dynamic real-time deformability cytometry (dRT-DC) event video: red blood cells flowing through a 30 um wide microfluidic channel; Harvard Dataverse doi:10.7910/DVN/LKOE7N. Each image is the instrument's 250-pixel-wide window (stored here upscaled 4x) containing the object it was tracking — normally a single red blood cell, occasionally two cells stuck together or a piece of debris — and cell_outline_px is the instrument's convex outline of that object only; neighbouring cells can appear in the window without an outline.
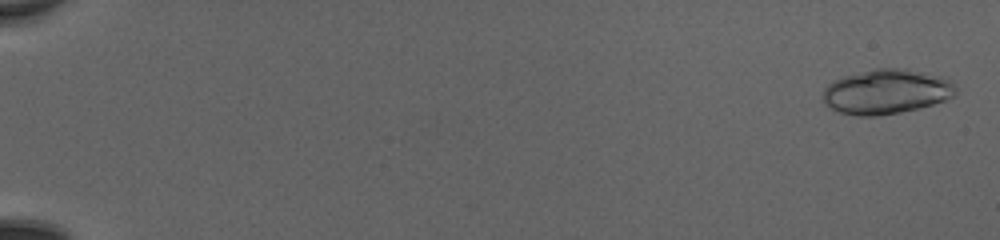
{"species": "common noctule bat (a hibernating species)", "species_latin": "Nyctalus noctula", "temperature_condition": "cold", "stored_images_in_passage": 50, "camera_frame_rate_fps": 3000, "um_per_image_px": 0.085, "animal": {"sex": "female", "body_mass_g": 20.0, "forearm_length_mm": 54.0}, "frame": {"image": 1, "passage_image": 1, "time_ms": 0.0, "image_size_px": [1000, 240], "cell_outline_px": [[956, 96], [920, 108], [900, 112], [876, 116], [856, 116], [840, 112], [824, 104], [824, 88], [828, 84], [844, 76], [876, 68], [904, 68], [940, 76], [948, 80], [956, 88]], "centroid_in_image_um": [75.34, 7.8], "position_along_channel_um": 9.7, "area_um2": 34.39}, "authors_computed_cell_mechanics": {"area_um2": 25.4609, "velocity_mm_per_s": 4.2044, "shape_relaxation_time_tau1_ms": 10.514, "shape_relaxation_time_tau2_ms": null, "deformation_change_tau1": 0.2667, "deformation_change_tau2": null}}